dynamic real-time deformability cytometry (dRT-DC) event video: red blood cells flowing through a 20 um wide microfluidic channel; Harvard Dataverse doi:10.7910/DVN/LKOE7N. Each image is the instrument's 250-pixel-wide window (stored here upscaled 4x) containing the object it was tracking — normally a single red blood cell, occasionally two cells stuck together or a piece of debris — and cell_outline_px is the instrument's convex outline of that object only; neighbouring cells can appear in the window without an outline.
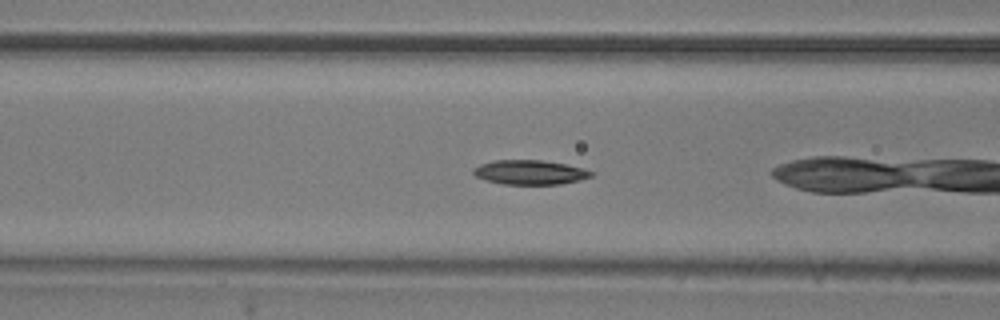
{"species": "common noctule bat (a hibernating species)", "species_latin": "Nyctalus noctula", "temperature_condition": "room temperature", "stored_images_in_passage": 24, "camera_frame_rate_fps": 3000, "um_per_image_px": 0.085, "animal": {"sex": "male", "body_mass_g": 20.5, "forearm_length_mm": 52.5}, "frame": {"image": 1, "passage_image": 15, "time_ms": 4.667, "image_size_px": [1000, 320], "cell_outline_px": [[596, 172], [592, 176], [580, 180], [560, 184], [504, 184], [484, 180], [476, 176], [472, 172], [472, 168], [480, 164], [496, 160], [540, 160], [564, 164]], "centroid_in_image_um": [45.02, 14.65], "position_along_channel_um": 121.6, "area_um2": 16.7}}
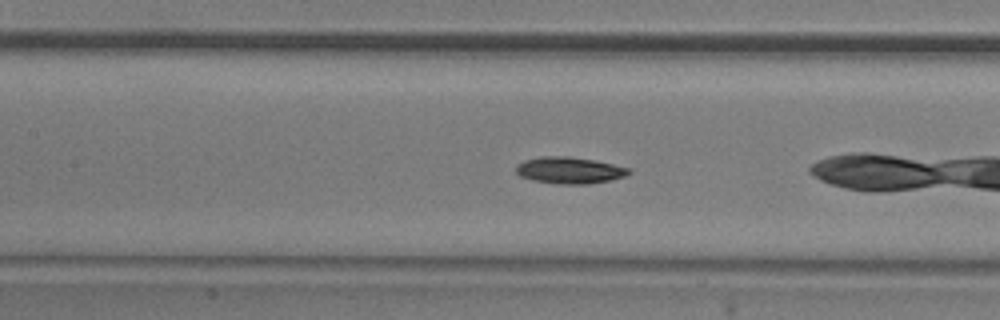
{"frame": {"image": 2, "passage_image": 18, "time_ms": 5.667, "image_size_px": [1000, 320], "cell_outline_px": [[632, 172], [624, 176], [608, 180], [588, 184], [556, 184], [532, 180], [520, 176], [516, 172], [516, 164], [524, 160], [540, 156], [568, 156], [592, 160], [632, 168]], "centroid_in_image_um": [48.38, 14.47], "position_along_channel_um": 159.0, "area_um2": 17.51}}
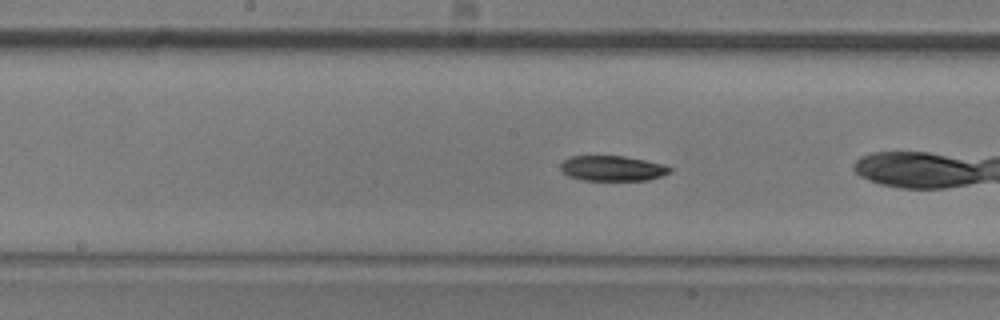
{"frame": {"image": 3, "passage_image": 21, "time_ms": 6.667, "image_size_px": [1000, 320], "cell_outline_px": [[672, 172], [648, 180], [584, 180], [568, 176], [560, 172], [560, 164], [564, 160], [572, 156], [624, 156], [664, 164], [672, 168]], "centroid_in_image_um": [52.04, 14.31], "position_along_channel_um": 196.2, "area_um2": 16.13}}